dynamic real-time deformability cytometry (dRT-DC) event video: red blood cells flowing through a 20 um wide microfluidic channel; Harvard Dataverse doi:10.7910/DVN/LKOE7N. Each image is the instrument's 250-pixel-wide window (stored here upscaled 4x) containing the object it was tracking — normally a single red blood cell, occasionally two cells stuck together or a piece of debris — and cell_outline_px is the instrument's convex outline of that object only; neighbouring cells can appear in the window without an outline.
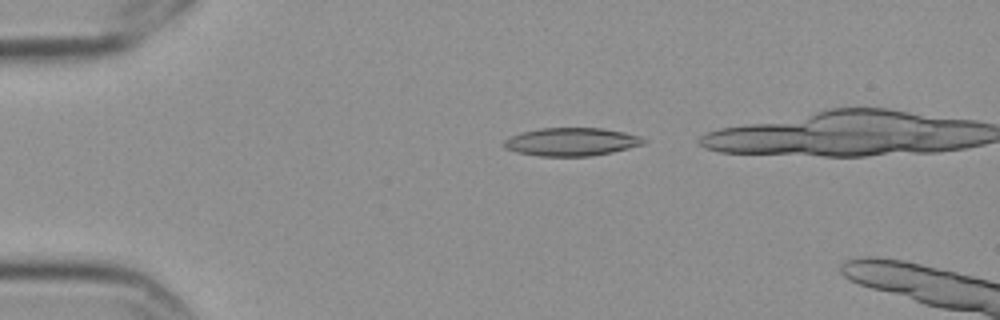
{"species": "Egyptian fruit bat (a non-hibernating species)", "species_latin": "Rousettus aegyptiacus", "temperature_condition": "cold", "stored_images_in_passage": 3, "camera_frame_rate_fps": 3000, "um_per_image_px": 0.085, "frame": {"image": 1, "passage_image": 1, "time_ms": 0.0, "image_size_px": [1000, 320], "cell_outline_px": [[648, 140], [644, 144], [612, 152], [592, 156], [540, 156], [516, 152], [504, 148], [500, 144], [508, 136], [520, 132], [540, 128], [604, 128], [624, 132], [640, 136]], "centroid_in_image_um": [48.53, 12.05], "position_along_channel_um": 36.5, "area_um2": 23.18}}